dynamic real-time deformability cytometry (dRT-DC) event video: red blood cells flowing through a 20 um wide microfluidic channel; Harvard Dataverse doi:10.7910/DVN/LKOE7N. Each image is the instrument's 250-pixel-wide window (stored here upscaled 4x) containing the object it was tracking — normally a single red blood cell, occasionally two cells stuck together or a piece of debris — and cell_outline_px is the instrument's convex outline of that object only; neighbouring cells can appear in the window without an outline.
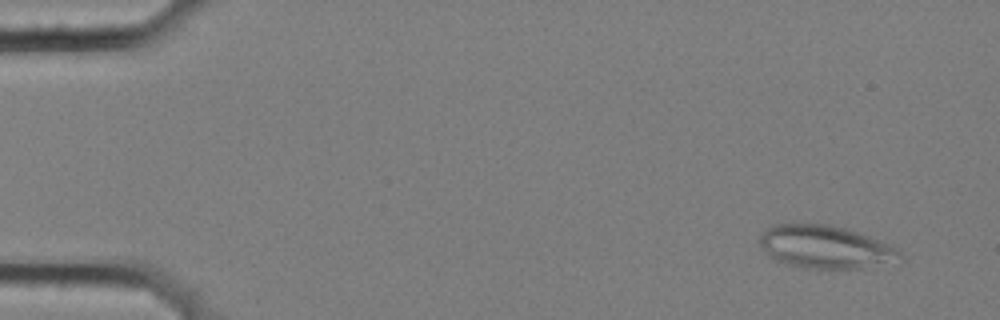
{"species": "common noctule bat (a hibernating species)", "species_latin": "Nyctalus noctula", "temperature_condition": "cold", "stored_images_in_passage": 6, "camera_frame_rate_fps": 3000, "um_per_image_px": 0.085, "animal": {"sex": "female", "body_mass_g": 25.1}, "frame": {"image": 1, "passage_image": 2, "time_ms": 0.333, "image_size_px": [1000, 320], "cell_outline_px": [[904, 260], [860, 268], [804, 268], [772, 260], [756, 240], [760, 232], [776, 224], [832, 224], [868, 236], [888, 244], [896, 248], [904, 256]], "centroid_in_image_um": [70.11, 20.99], "position_along_channel_um": 14.9, "area_um2": 35.2}}